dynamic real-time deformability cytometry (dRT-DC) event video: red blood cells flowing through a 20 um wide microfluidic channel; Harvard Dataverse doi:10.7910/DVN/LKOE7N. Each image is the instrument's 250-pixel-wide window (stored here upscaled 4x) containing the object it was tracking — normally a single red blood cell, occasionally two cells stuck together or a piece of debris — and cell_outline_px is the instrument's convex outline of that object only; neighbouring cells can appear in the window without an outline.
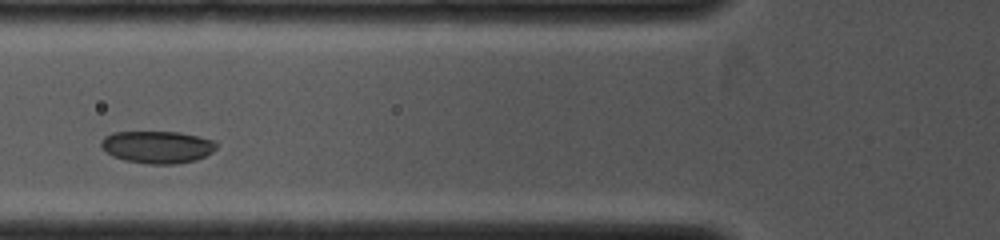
{"species": "common noctule bat (a hibernating species)", "species_latin": "Nyctalus noctula", "temperature_condition": "cold", "stored_images_in_passage": 8, "camera_frame_rate_fps": 4000, "um_per_image_px": 0.085, "animal": {"sex": "female", "body_mass_g": 19.0, "forearm_length_mm": 53.3}, "frame": {"image": 1, "passage_image": 7, "time_ms": 1.25, "image_size_px": [1000, 240], "cell_outline_px": [[216, 148], [212, 152], [196, 160], [176, 164], [148, 164], [124, 160], [112, 156], [100, 144], [100, 140], [104, 136], [112, 132], [180, 132], [216, 140]], "centroid_in_image_um": [13.38, 12.49], "position_along_channel_um": 112.4, "area_um2": 21.79}}